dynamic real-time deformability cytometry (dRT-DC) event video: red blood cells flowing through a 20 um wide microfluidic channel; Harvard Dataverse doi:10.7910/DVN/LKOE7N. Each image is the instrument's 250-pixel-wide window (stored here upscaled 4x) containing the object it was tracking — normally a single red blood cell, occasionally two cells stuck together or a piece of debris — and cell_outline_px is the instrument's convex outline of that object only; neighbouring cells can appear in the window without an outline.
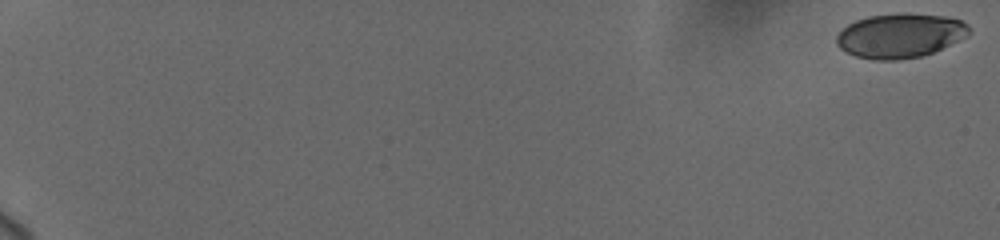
{"species": "human", "species_latin": "Homo sapiens", "temperature_condition": "cold", "stored_images_in_passage": 21, "camera_frame_rate_fps": 3000, "um_per_image_px": 0.085, "donor": {"sex": "female"}, "frame": {"image": 1, "passage_image": 1, "time_ms": 0.0, "image_size_px": [1000, 240], "cell_outline_px": [[972, 32], [968, 36], [932, 52], [920, 56], [896, 60], [872, 60], [856, 56], [844, 52], [836, 44], [836, 36], [848, 24], [856, 20], [868, 16], [900, 12], [904, 12], [948, 16], [960, 20], [968, 24]], "centroid_in_image_um": [76.51, 3.01], "position_along_channel_um": 8.5, "area_um2": 34.62}}
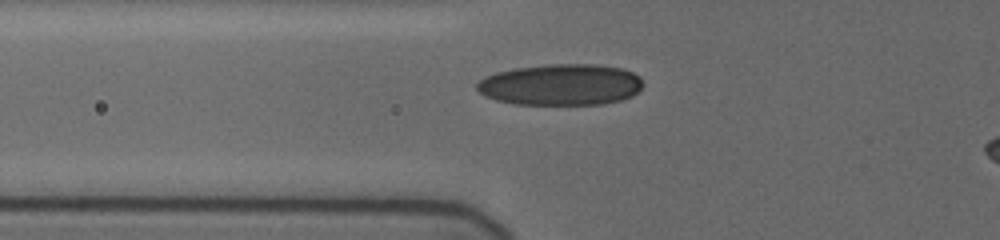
{"frame": {"image": 2, "passage_image": 18, "time_ms": 8.0, "image_size_px": [1000, 240], "cell_outline_px": [[644, 84], [632, 96], [624, 100], [604, 104], [516, 104], [496, 100], [484, 96], [476, 88], [476, 84], [484, 76], [496, 72], [516, 68], [548, 64], [592, 64], [624, 68], [640, 76]], "centroid_in_image_um": [47.69, 7.19], "position_along_channel_um": 78.1, "area_um2": 40.23}}
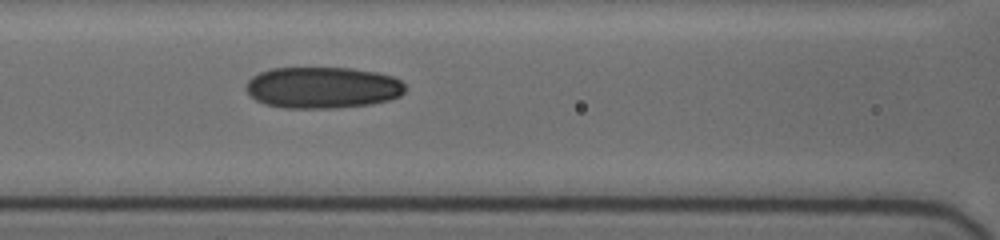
{"frame": {"image": 3, "passage_image": 21, "time_ms": 9.667, "image_size_px": [1000, 240], "cell_outline_px": [[404, 92], [400, 96], [388, 100], [372, 104], [336, 108], [284, 108], [264, 104], [256, 100], [244, 88], [248, 80], [252, 76], [260, 72], [272, 68], [352, 68], [376, 72], [392, 76], [400, 80], [404, 84]], "centroid_in_image_um": [27.4, 7.45], "position_along_channel_um": 139.2, "area_um2": 38.61}}